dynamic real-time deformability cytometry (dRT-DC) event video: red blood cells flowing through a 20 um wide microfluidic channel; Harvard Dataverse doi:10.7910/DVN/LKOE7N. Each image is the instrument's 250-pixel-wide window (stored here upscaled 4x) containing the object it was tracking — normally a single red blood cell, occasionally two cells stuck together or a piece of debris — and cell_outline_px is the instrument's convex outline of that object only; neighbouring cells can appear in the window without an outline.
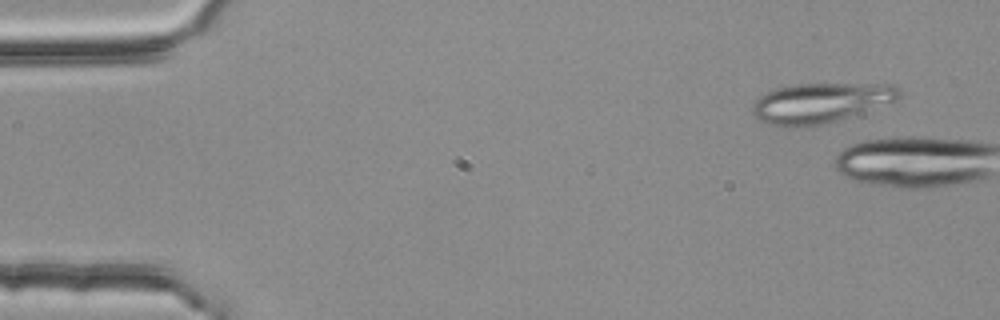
{"species": "common noctule bat (a hibernating species)", "species_latin": "Nyctalus noctula", "temperature_condition": "room temperature", "stored_images_in_passage": 6, "camera_frame_rate_fps": 3000, "um_per_image_px": 0.085, "animal": {"sex": "female", "body_mass_g": 25.1}, "frame": {"image": 1, "passage_image": 1, "time_ms": 0.0, "image_size_px": [1000, 320], "cell_outline_px": [[904, 96], [896, 100], [836, 120], [820, 124], [792, 128], [788, 128], [768, 124], [756, 116], [752, 112], [752, 104], [760, 96], [768, 92], [780, 88], [800, 84], [892, 84], [900, 88], [904, 92]], "centroid_in_image_um": [69.77, 8.74], "position_along_channel_um": 15.2, "area_um2": 33.7}}